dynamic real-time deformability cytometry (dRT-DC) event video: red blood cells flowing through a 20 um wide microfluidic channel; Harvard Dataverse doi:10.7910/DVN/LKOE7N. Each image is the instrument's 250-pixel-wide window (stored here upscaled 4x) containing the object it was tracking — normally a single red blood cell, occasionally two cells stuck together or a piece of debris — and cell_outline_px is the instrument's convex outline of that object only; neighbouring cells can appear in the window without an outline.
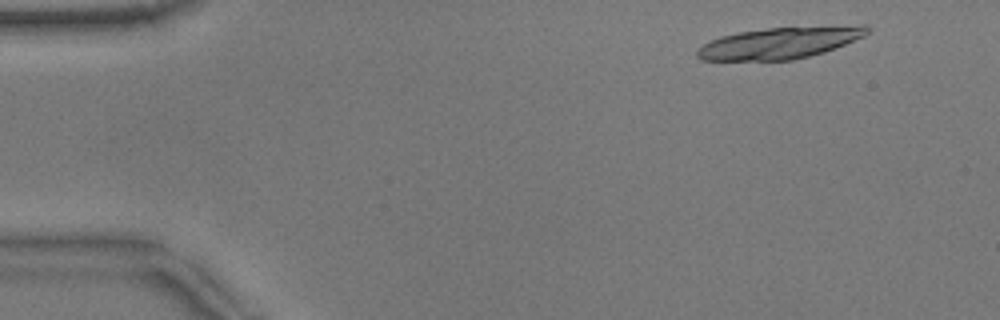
{"species": "common noctule bat (a hibernating species)", "species_latin": "Nyctalus noctula", "temperature_condition": "warm", "stored_images_in_passage": 11, "camera_frame_rate_fps": 3000, "um_per_image_px": 0.085, "animal": {"sex": "male", "body_mass_g": 17.9}, "frame": {"image": 1, "passage_image": 5, "time_ms": 1.333, "image_size_px": [1000, 320], "cell_outline_px": [[872, 28], [864, 36], [824, 52], [792, 60], [700, 60], [696, 56], [696, 52], [704, 44], [720, 36], [740, 32], [768, 28], [860, 24], [864, 24]], "centroid_in_image_um": [66.33, 3.63], "position_along_channel_um": 18.7, "area_um2": 31.21}}